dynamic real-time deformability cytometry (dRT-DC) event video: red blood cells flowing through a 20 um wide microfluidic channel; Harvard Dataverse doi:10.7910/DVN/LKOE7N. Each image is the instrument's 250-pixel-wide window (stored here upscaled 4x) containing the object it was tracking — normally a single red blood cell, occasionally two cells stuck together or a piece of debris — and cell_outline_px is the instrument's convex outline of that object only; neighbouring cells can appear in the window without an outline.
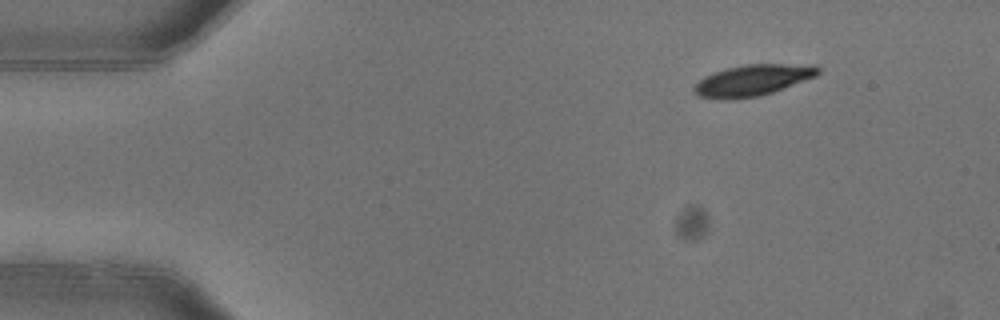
{"species": "common noctule bat (a hibernating species)", "species_latin": "Nyctalus noctula", "temperature_condition": "warm", "stored_images_in_passage": 6, "segment_of_instrument_passage": [2, 2], "camera_frame_rate_fps": 3000, "um_per_image_px": 0.085, "animal": {"sex": "female"}, "frame": {"image": 1, "passage_image": 6, "time_ms": 1.667, "image_size_px": [1000, 320], "cell_outline_px": [[820, 72], [816, 76], [772, 92], [760, 96], [732, 100], [716, 100], [696, 96], [692, 92], [692, 88], [704, 76], [724, 68], [744, 64], [816, 64], [820, 68]], "centroid_in_image_um": [63.93, 6.83], "position_along_channel_um": 21.1, "area_um2": 23.0}}